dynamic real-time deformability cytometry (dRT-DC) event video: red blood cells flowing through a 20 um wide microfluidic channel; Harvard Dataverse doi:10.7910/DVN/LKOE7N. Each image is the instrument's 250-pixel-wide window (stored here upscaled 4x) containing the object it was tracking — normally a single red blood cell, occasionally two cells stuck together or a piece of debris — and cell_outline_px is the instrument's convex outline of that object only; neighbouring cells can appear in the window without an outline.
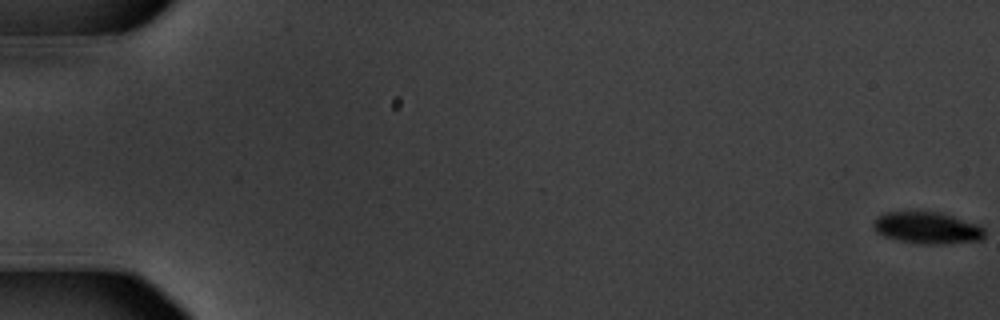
{"species": "common noctule bat (a hibernating species)", "species_latin": "Nyctalus noctula", "temperature_condition": "warm", "stored_images_in_passage": 58, "camera_frame_rate_fps": 3000, "um_per_image_px": 0.085, "animal": {"sex": "male", "body_mass_g": 20.1, "forearm_length_mm": 53.5}, "frame": {"image": 1, "passage_image": 1, "time_ms": 0.0, "image_size_px": [1000, 320], "cell_outline_px": [[984, 240], [940, 244], [920, 244], [900, 240], [884, 236], [876, 232], [872, 224], [876, 216], [884, 212], [940, 212], [980, 224], [984, 228]], "centroid_in_image_um": [78.83, 19.37], "position_along_channel_um": 6.2, "area_um2": 20.75}}
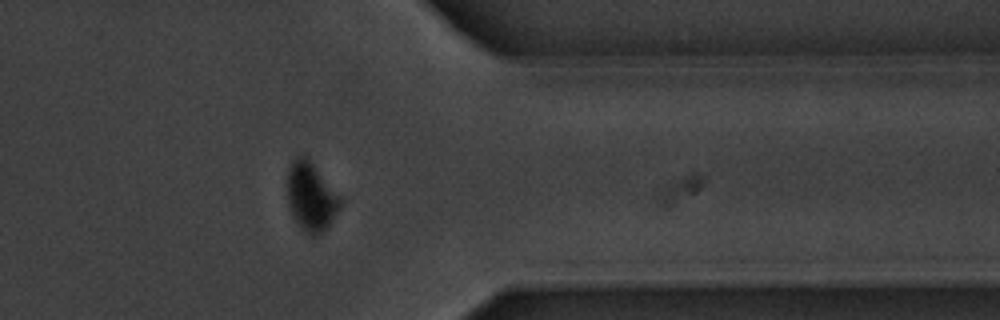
{"frame": {"image": 2, "passage_image": 48, "time_ms": 15.667, "image_size_px": [1000, 320], "cell_outline_px": [[344, 200], [340, 208], [332, 220], [316, 236], [312, 236], [304, 232], [300, 228], [292, 216], [288, 208], [288, 168], [292, 160], [296, 156], [304, 152], [308, 156]], "centroid_in_image_um": [26.44, 16.66], "position_along_channel_um": 385.0, "area_um2": 21.62}}
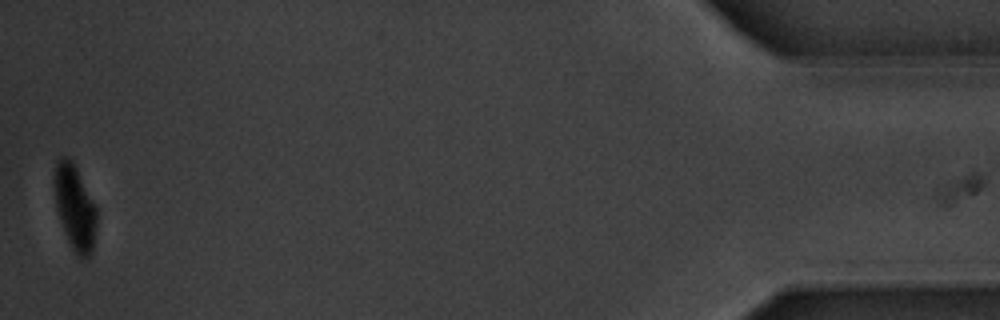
{"frame": {"image": 3, "passage_image": 58, "time_ms": 19.0, "image_size_px": [1000, 320], "cell_outline_px": [[96, 228], [92, 252], [84, 260], [80, 260], [76, 256], [68, 244], [56, 208], [52, 184], [56, 164], [60, 156], [68, 156], [72, 160], [96, 208]], "centroid_in_image_um": [6.33, 17.68], "position_along_channel_um": 428.9, "area_um2": 21.27}, "authors_computed_cell_mechanics": {"area_um2": 23.0333, "velocity_mm_per_s": 3.5864, "shape_relaxation_time_tau1_ms": 2.2418, "shape_relaxation_time_tau2_ms": null, "deformation_change_tau1": 0.1362, "deformation_change_tau2": null}}